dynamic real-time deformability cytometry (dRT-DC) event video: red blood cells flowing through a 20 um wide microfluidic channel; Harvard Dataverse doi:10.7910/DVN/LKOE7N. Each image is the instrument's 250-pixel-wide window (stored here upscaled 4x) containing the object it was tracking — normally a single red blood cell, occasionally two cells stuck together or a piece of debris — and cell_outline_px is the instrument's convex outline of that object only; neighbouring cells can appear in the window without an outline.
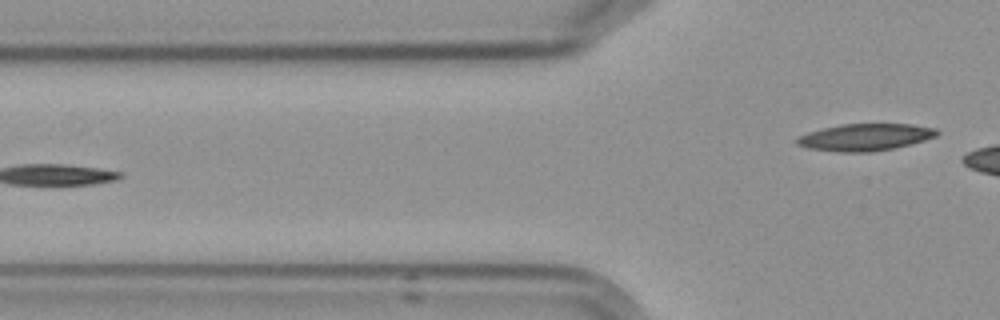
{"species": "Egyptian fruit bat (a non-hibernating species)", "species_latin": "Rousettus aegyptiacus", "temperature_condition": "cold", "stored_images_in_passage": 2, "camera_frame_rate_fps": 3000, "um_per_image_px": 0.085, "frame": {"image": 1, "passage_image": 2, "time_ms": 1.333, "image_size_px": [1000, 320], "cell_outline_px": [[940, 132], [936, 136], [924, 140], [892, 148], [872, 152], [840, 152], [808, 148], [796, 144], [796, 140], [800, 136], [808, 132], [840, 124], [912, 124], [936, 128]], "centroid_in_image_um": [73.55, 11.65], "position_along_channel_um": 52.3, "area_um2": 21.85}}